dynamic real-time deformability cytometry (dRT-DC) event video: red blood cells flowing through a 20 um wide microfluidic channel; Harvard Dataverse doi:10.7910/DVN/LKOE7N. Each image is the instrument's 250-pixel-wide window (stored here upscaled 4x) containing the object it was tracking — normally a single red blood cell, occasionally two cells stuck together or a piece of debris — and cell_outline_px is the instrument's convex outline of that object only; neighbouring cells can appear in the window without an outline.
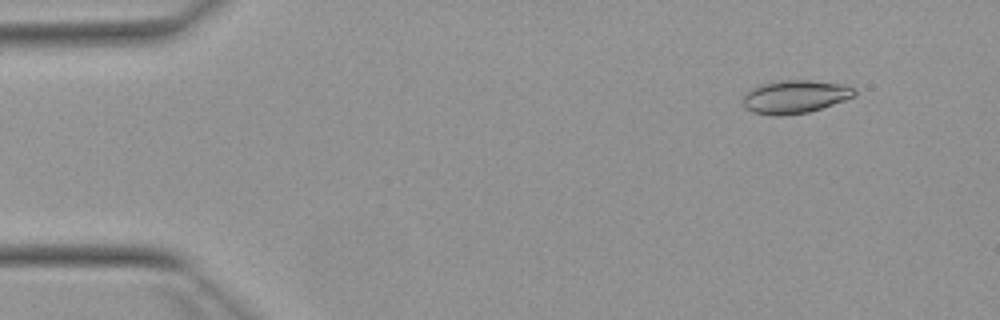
{"species": "Egyptian fruit bat (a non-hibernating species)", "species_latin": "Rousettus aegyptiacus", "temperature_condition": "warm", "stored_images_in_passage": 52, "camera_frame_rate_fps": 3000, "um_per_image_px": 0.085, "animal": {"sex": "female"}, "frame": {"image": 1, "passage_image": 5, "time_ms": 1.333, "image_size_px": [1000, 320], "cell_outline_px": [[856, 96], [808, 112], [784, 116], [780, 116], [752, 112], [744, 104], [744, 96], [756, 84], [784, 80], [808, 80], [844, 84], [856, 88]], "centroid_in_image_um": [67.6, 8.21], "position_along_channel_um": 17.4, "area_um2": 21.44}}
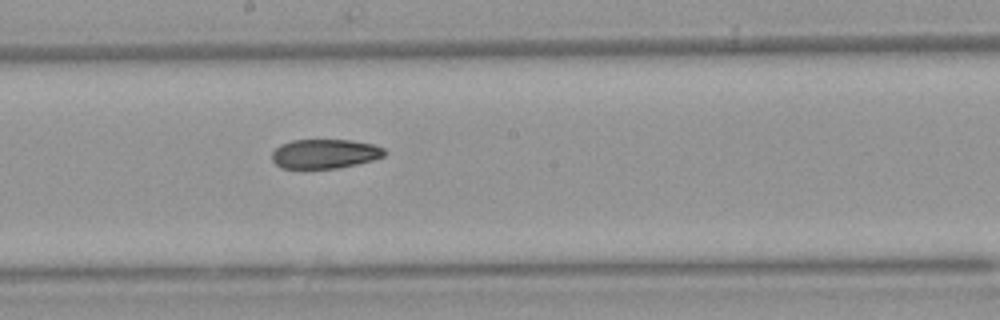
{"frame": {"image": 2, "passage_image": 28, "time_ms": 9.0, "image_size_px": [1000, 320], "cell_outline_px": [[388, 152], [384, 156], [372, 160], [356, 164], [336, 168], [280, 168], [272, 160], [272, 152], [280, 144], [292, 140], [352, 140], [372, 144], [384, 148]], "centroid_in_image_um": [27.61, 13.06], "position_along_channel_um": 220.6, "area_um2": 19.25}}
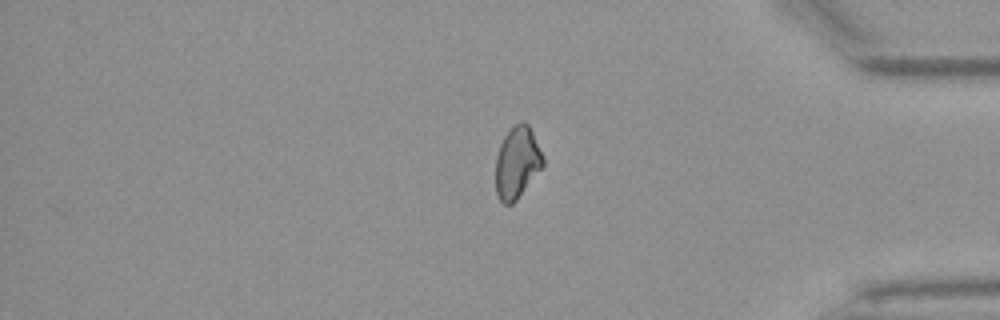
{"frame": {"image": 3, "passage_image": 43, "time_ms": 14.0, "image_size_px": [1000, 320], "cell_outline_px": [[544, 164], [516, 200], [512, 204], [504, 204], [496, 196], [496, 156], [500, 144], [504, 136], [516, 124], [524, 120], [528, 124], [544, 156]], "centroid_in_image_um": [43.94, 13.82], "position_along_channel_um": 391.3, "area_um2": 19.59}, "authors_computed_cell_mechanics": {"area_um2": 20.5768, "velocity_mm_per_s": 3.9242, "shape_relaxation_time_tau1_ms": null, "shape_relaxation_time_tau2_ms": 7.3336, "deformation_change_tau1": null, "deformation_change_tau2": 0.1282}}